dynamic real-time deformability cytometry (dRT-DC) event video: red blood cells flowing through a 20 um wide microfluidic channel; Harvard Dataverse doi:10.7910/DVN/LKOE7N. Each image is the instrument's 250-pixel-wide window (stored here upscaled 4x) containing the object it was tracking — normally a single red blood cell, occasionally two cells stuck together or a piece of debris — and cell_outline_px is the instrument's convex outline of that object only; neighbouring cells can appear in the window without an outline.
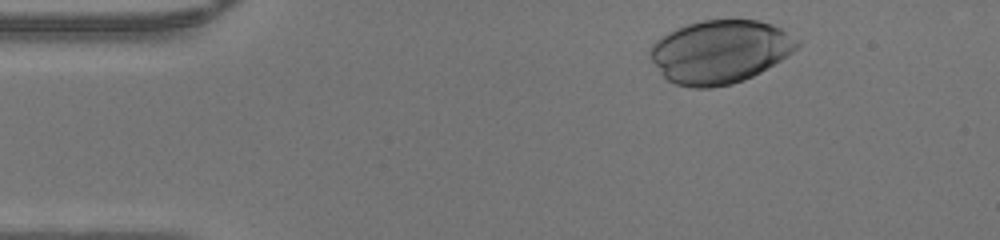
{"species": "human", "species_latin": "Homo sapiens", "temperature_condition": "warm", "stored_images_in_passage": 34, "camera_frame_rate_fps": 3000, "um_per_image_px": 0.085, "donor": {"sex": "male"}, "frame": {"image": 1, "passage_image": 2, "time_ms": 0.333, "image_size_px": [1000, 240], "cell_outline_px": [[800, 44], [792, 52], [780, 60], [760, 72], [744, 80], [732, 84], [712, 88], [692, 88], [676, 84], [668, 80], [664, 76], [648, 56], [648, 52], [652, 44], [656, 40], [668, 32], [676, 28], [688, 24], [704, 20], [756, 20], [772, 24], [780, 28], [800, 40]], "centroid_in_image_um": [61.18, 4.4], "position_along_channel_um": 23.8, "area_um2": 54.04}}
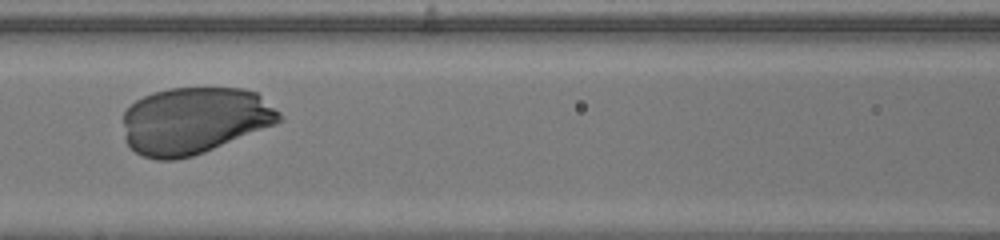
{"frame": {"image": 2, "passage_image": 16, "time_ms": 5.0, "image_size_px": [1000, 240], "cell_outline_px": [[284, 120], [276, 124], [204, 152], [192, 156], [176, 160], [156, 160], [144, 156], [136, 152], [124, 140], [124, 112], [136, 100], [152, 92], [168, 88], [244, 88], [256, 92], [280, 112], [284, 116]], "centroid_in_image_um": [16.53, 10.24], "position_along_channel_um": 150.1, "area_um2": 61.04}}
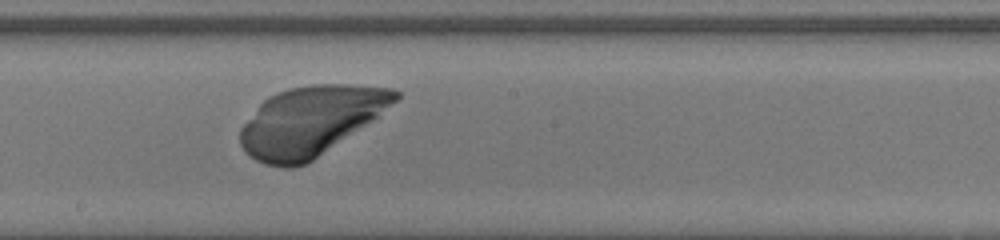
{"frame": {"image": 3, "passage_image": 21, "time_ms": 6.667, "image_size_px": [1000, 240], "cell_outline_px": [[400, 96], [380, 116], [312, 160], [304, 164], [292, 168], [284, 168], [264, 164], [248, 156], [244, 152], [240, 144], [240, 128], [260, 104], [268, 96], [288, 88], [312, 84], [348, 84], [392, 88], [400, 92]], "centroid_in_image_um": [26.38, 10.29], "position_along_channel_um": 221.8, "area_um2": 62.66}}